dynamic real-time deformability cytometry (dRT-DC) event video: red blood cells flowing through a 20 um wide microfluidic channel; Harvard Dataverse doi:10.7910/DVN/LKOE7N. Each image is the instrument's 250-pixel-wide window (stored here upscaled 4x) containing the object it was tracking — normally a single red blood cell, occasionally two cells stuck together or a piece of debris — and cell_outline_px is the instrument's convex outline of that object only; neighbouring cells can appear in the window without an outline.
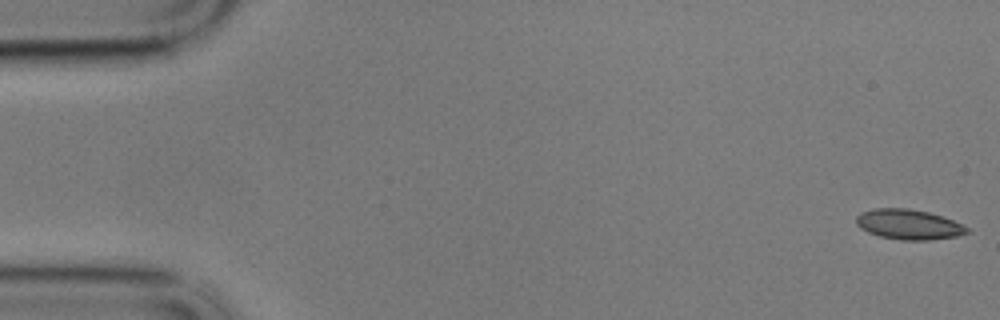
{"species": "common noctule bat (a hibernating species)", "species_latin": "Nyctalus noctula", "temperature_condition": "cold", "stored_images_in_passage": 59, "camera_frame_rate_fps": 3000, "um_per_image_px": 0.085, "animal": {"sex": "male", "body_mass_g": 17.9}, "frame": {"image": 1, "passage_image": 1, "time_ms": 0.0, "image_size_px": [1000, 320], "cell_outline_px": [[972, 232], [956, 236], [928, 240], [900, 240], [880, 236], [868, 232], [860, 228], [856, 224], [856, 216], [860, 212], [872, 208], [908, 208], [928, 212], [952, 220], [972, 228]], "centroid_in_image_um": [77.24, 19.07], "position_along_channel_um": 7.8, "area_um2": 19.59}}
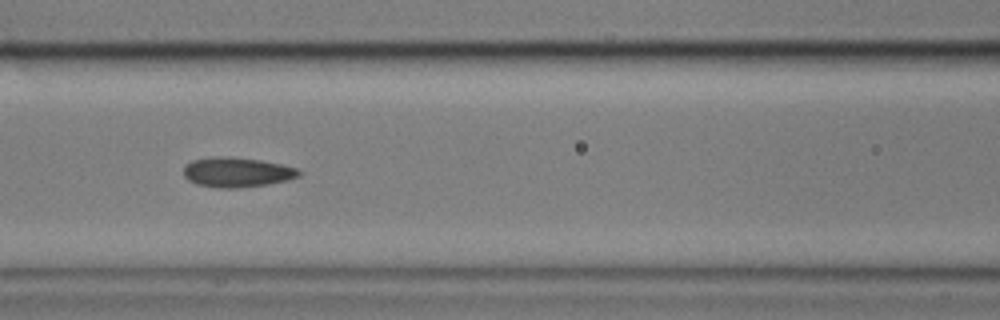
{"frame": {"image": 2, "passage_image": 25, "time_ms": 8.0, "image_size_px": [1000, 320], "cell_outline_px": [[300, 176], [268, 184], [236, 188], [220, 188], [196, 184], [188, 180], [184, 176], [184, 164], [192, 160], [212, 156], [228, 156], [260, 160], [280, 164], [296, 168], [300, 172]], "centroid_in_image_um": [20.07, 14.63], "position_along_channel_um": 146.5, "area_um2": 20.0}}
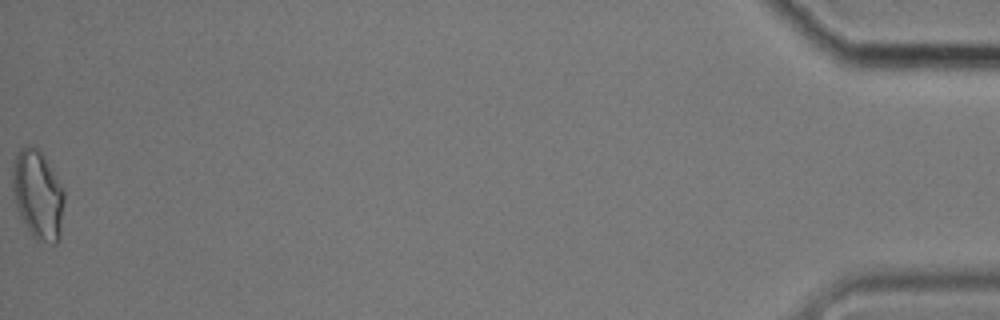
{"frame": {"image": 3, "passage_image": 59, "time_ms": 19.333, "image_size_px": [1000, 320], "cell_outline_px": [[64, 200], [60, 236], [56, 244], [52, 244], [36, 240], [32, 236], [20, 216], [12, 192], [12, 160], [16, 152], [20, 148], [28, 144], [36, 148], [44, 156], [64, 188]], "centroid_in_image_um": [3.2, 16.53], "position_along_channel_um": 432.0, "area_um2": 27.17}, "authors_computed_cell_mechanics": {"area_um2": 19.8254, "velocity_mm_per_s": 3.3848, "shape_relaxation_time_tau1_ms": 4.264, "shape_relaxation_time_tau2_ms": 2.0987, "deformation_change_tau1": 0.1027, "deformation_change_tau2": 0.0763}}